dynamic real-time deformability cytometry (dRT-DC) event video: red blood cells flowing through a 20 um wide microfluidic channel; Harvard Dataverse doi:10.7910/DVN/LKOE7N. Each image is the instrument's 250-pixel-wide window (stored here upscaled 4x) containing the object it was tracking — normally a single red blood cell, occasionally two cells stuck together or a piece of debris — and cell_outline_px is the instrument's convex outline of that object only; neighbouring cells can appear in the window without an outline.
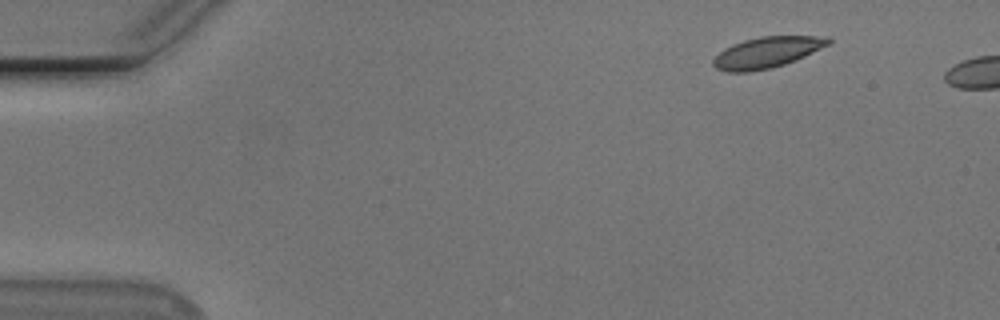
{"species": "Egyptian fruit bat (a non-hibernating species)", "species_latin": "Rousettus aegyptiacus", "temperature_condition": "cold", "stored_images_in_passage": 5, "camera_frame_rate_fps": 3000, "um_per_image_px": 0.085, "animal": {"sex": "male"}, "frame": {"image": 1, "passage_image": 1, "time_ms": 0.0, "image_size_px": [1000, 320], "cell_outline_px": [[832, 40], [828, 44], [796, 60], [772, 68], [748, 72], [728, 72], [716, 68], [712, 64], [712, 60], [724, 48], [732, 44], [744, 40], [760, 36], [828, 36]], "centroid_in_image_um": [65.16, 4.45], "position_along_channel_um": 19.8, "area_um2": 20.69}}